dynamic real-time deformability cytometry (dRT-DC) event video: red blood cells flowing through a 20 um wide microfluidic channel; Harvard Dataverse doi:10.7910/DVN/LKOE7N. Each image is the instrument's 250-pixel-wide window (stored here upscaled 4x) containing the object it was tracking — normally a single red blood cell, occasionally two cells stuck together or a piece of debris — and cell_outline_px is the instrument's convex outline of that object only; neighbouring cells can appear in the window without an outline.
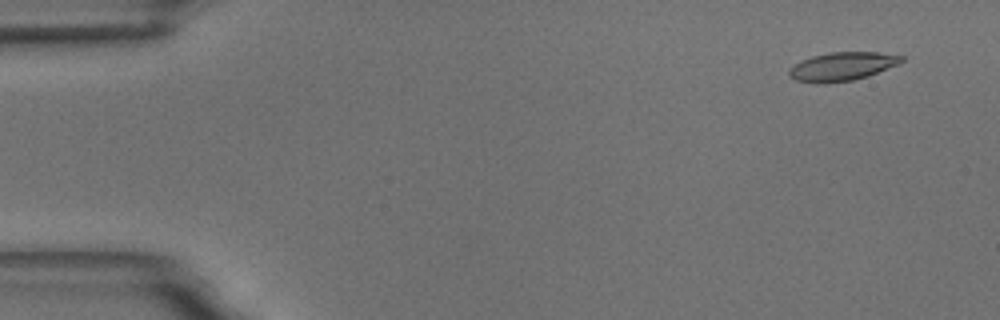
{"species": "common noctule bat (a hibernating species)", "species_latin": "Nyctalus noctula", "temperature_condition": "room temperature", "stored_images_in_passage": 6, "segment_of_instrument_passage": [1, 2], "camera_frame_rate_fps": 3000, "um_per_image_px": 0.085, "animal": {"sex": "male", "body_mass_g": 18.8}, "frame": {"image": 1, "passage_image": 2, "time_ms": 1.0, "image_size_px": [1000, 320], "cell_outline_px": [[904, 60], [900, 64], [868, 76], [852, 80], [816, 84], [796, 80], [788, 76], [788, 68], [800, 60], [812, 56], [832, 52], [876, 52], [904, 56]], "centroid_in_image_um": [71.56, 5.65], "position_along_channel_um": 13.4, "area_um2": 18.84}}